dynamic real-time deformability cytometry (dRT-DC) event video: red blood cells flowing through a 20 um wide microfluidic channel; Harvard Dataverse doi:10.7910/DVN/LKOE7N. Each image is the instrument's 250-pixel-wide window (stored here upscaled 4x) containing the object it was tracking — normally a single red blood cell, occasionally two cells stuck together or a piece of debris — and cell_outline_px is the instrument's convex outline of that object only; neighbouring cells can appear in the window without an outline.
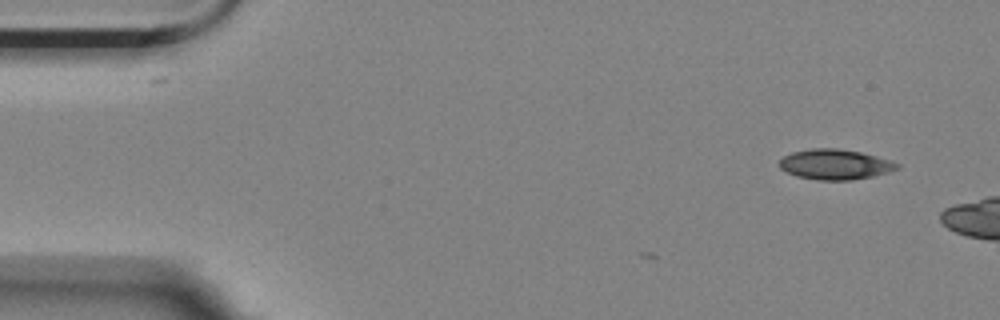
{"species": "Egyptian fruit bat (a non-hibernating species)", "species_latin": "Rousettus aegyptiacus", "temperature_condition": "room temperature", "stored_images_in_passage": 3, "camera_frame_rate_fps": 3000, "um_per_image_px": 0.085, "animal": {"sex": "female"}, "frame": {"image": 1, "passage_image": 1, "time_ms": 0.0, "image_size_px": [1000, 320], "cell_outline_px": [[900, 168], [888, 172], [872, 176], [852, 180], [816, 180], [796, 176], [780, 168], [780, 160], [784, 156], [792, 152], [812, 148], [836, 148], [860, 152], [892, 160], [900, 164]], "centroid_in_image_um": [71.0, 13.97], "position_along_channel_um": 14.0, "area_um2": 20.75}}